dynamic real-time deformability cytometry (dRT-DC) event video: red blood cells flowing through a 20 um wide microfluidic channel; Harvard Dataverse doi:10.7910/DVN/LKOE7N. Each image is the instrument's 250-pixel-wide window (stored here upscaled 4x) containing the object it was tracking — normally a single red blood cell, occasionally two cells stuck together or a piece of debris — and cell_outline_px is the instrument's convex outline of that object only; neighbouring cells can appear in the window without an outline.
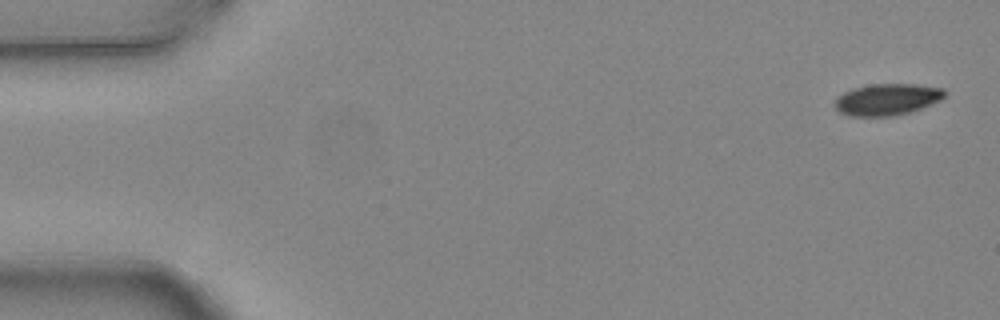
{"species": "common noctule bat (a hibernating species)", "species_latin": "Nyctalus noctula", "temperature_condition": "warm", "stored_images_in_passage": 5, "camera_frame_rate_fps": 3000, "um_per_image_px": 0.085, "animal": {"sex": "female", "body_mass_g": 24.6, "forearm_length_mm": 56.2}, "frame": {"image": 1, "passage_image": 1, "time_ms": 0.0, "image_size_px": [1000, 320], "cell_outline_px": [[944, 96], [940, 100], [920, 108], [908, 112], [892, 116], [848, 116], [840, 112], [832, 104], [844, 92], [852, 88], [872, 84], [912, 84], [944, 88]], "centroid_in_image_um": [75.36, 8.45], "position_along_channel_um": 9.6, "area_um2": 20.0}}
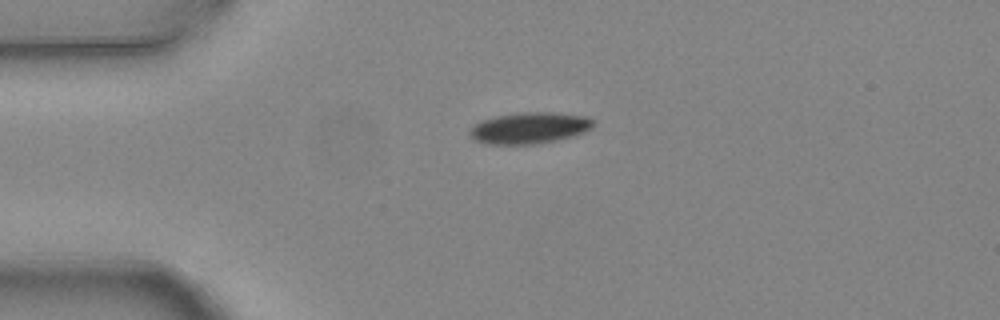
{"frame": {"image": 2, "passage_image": 4, "time_ms": 1.0, "image_size_px": [1000, 320], "cell_outline_px": [[592, 128], [584, 132], [572, 136], [556, 140], [536, 144], [484, 144], [472, 140], [468, 132], [476, 124], [484, 120], [496, 116], [520, 112], [552, 112], [588, 116], [592, 120]], "centroid_in_image_um": [44.99, 10.88], "position_along_channel_um": 40.0, "area_um2": 22.54}}